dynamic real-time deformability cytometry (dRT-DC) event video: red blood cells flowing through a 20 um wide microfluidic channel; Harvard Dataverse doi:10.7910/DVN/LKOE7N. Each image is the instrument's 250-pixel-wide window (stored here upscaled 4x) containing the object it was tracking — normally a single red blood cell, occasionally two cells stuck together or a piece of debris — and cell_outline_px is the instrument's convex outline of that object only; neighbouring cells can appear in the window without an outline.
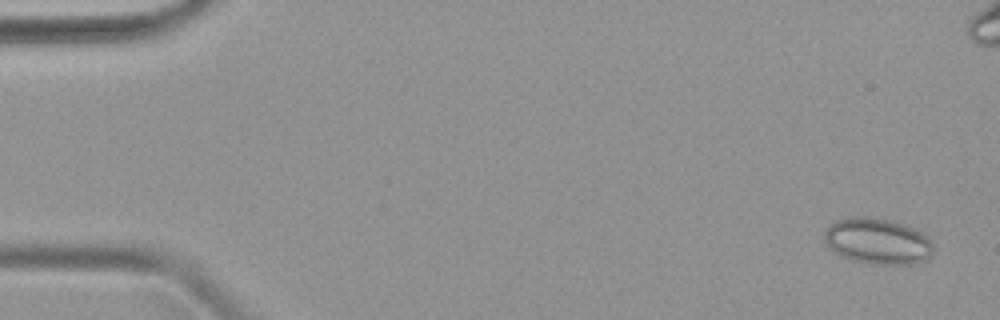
{"species": "common noctule bat (a hibernating species)", "species_latin": "Nyctalus noctula", "temperature_condition": "warm", "stored_images_in_passage": 49, "camera_frame_rate_fps": 3000, "um_per_image_px": 0.085, "animal": {"sex": "female", "body_mass_g": 19.9}, "frame": {"image": 1, "passage_image": 2, "time_ms": 0.333, "image_size_px": [1000, 320], "cell_outline_px": [[932, 252], [928, 260], [916, 264], [868, 264], [852, 260], [840, 256], [828, 248], [824, 240], [824, 232], [828, 224], [836, 220], [852, 216], [868, 216], [892, 220], [904, 224], [924, 232], [928, 236], [932, 244]], "centroid_in_image_um": [74.58, 20.49], "position_along_channel_um": 10.4, "area_um2": 29.94}}
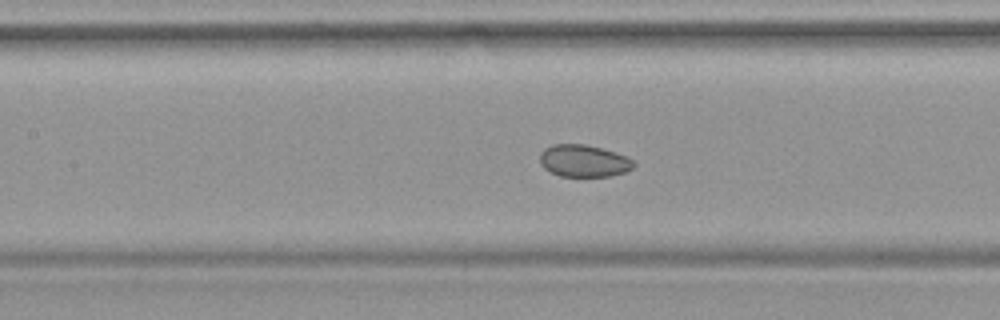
{"frame": {"image": 2, "passage_image": 22, "time_ms": 7.0, "image_size_px": [1000, 320], "cell_outline_px": [[636, 164], [632, 168], [624, 172], [608, 176], [560, 176], [544, 168], [540, 164], [540, 152], [544, 148], [552, 144], [584, 144], [616, 152], [628, 156]], "centroid_in_image_um": [49.61, 13.66], "position_along_channel_um": 157.8, "area_um2": 17.57}}
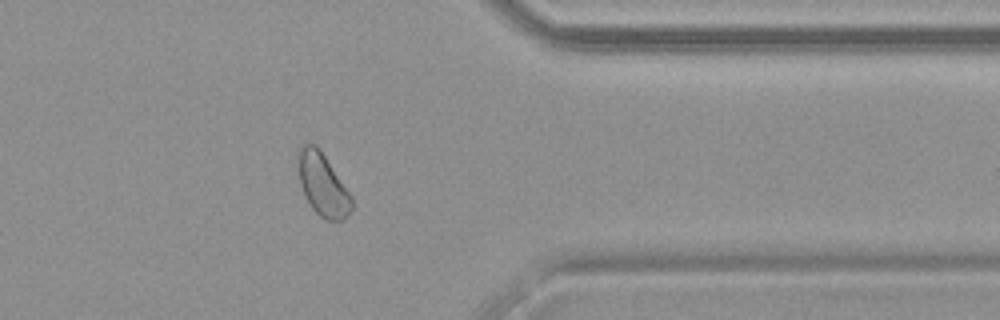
{"frame": {"image": 3, "passage_image": 39, "time_ms": 12.667, "image_size_px": [1000, 320], "cell_outline_px": [[352, 212], [344, 220], [324, 220], [312, 208], [300, 184], [296, 156], [296, 152], [300, 144], [316, 144], [320, 148], [352, 196]], "centroid_in_image_um": [27.42, 15.66], "position_along_channel_um": 384.0, "area_um2": 19.83}}